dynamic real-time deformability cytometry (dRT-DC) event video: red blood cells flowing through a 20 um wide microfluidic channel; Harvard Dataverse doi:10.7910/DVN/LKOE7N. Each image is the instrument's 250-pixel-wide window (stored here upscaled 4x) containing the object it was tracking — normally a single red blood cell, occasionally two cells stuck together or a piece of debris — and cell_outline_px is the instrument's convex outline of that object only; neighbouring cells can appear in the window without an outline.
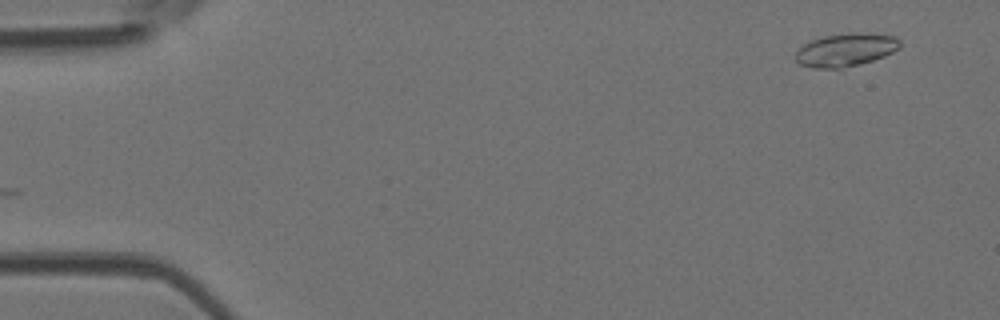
{"species": "Egyptian fruit bat (a non-hibernating species)", "species_latin": "Rousettus aegyptiacus", "temperature_condition": "room temperature", "stored_images_in_passage": 46, "camera_frame_rate_fps": 3000, "um_per_image_px": 0.085, "animal": {"sex": "female"}, "frame": {"image": 1, "passage_image": 1, "time_ms": 0.0, "image_size_px": [1000, 320], "cell_outline_px": [[900, 48], [884, 56], [872, 60], [840, 68], [812, 68], [800, 64], [796, 60], [796, 52], [804, 44], [812, 40], [824, 36], [848, 32], [856, 32], [896, 36], [900, 40]], "centroid_in_image_um": [71.89, 4.22], "position_along_channel_um": 13.1, "area_um2": 19.94}}
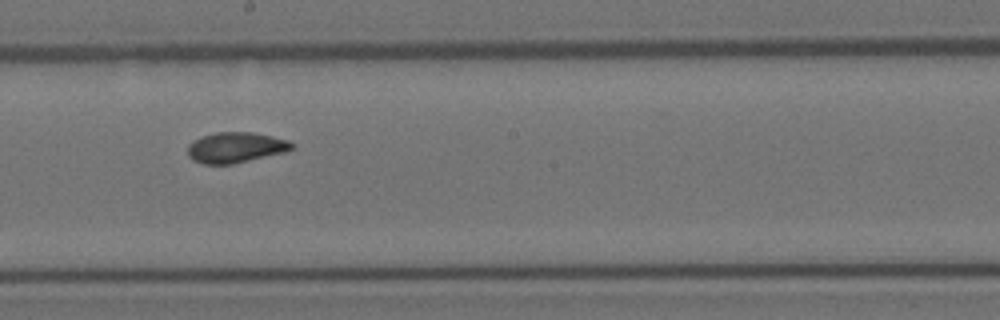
{"frame": {"image": 2, "passage_image": 25, "time_ms": 8.0, "image_size_px": [1000, 320], "cell_outline_px": [[296, 148], [284, 152], [232, 164], [204, 164], [192, 160], [188, 156], [188, 144], [192, 140], [216, 132], [252, 132], [272, 136], [288, 140], [296, 144]], "centroid_in_image_um": [20.04, 12.53], "position_along_channel_um": 228.2, "area_um2": 18.61}}
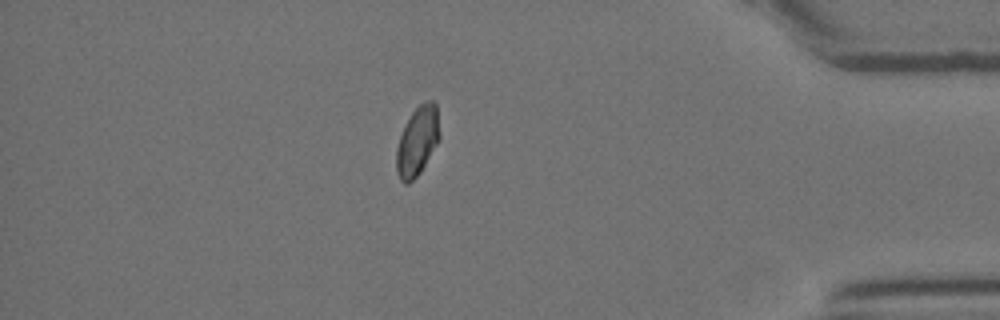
{"frame": {"image": 3, "passage_image": 40, "time_ms": 13.0, "image_size_px": [1000, 320], "cell_outline_px": [[440, 140], [420, 172], [408, 184], [404, 184], [400, 180], [396, 172], [396, 148], [400, 136], [412, 112], [420, 104], [428, 100], [432, 100], [436, 104], [440, 136]], "centroid_in_image_um": [35.48, 12.02], "position_along_channel_um": 399.7, "area_um2": 17.34}, "authors_computed_cell_mechanics": {"area_um2": 18.5827, "velocity_mm_per_s": 4.1821, "shape_relaxation_time_tau1_ms": 8.3033, "shape_relaxation_time_tau2_ms": 0.7615, "deformation_change_tau1": 0.1741, "deformation_change_tau2": 0.0473}}